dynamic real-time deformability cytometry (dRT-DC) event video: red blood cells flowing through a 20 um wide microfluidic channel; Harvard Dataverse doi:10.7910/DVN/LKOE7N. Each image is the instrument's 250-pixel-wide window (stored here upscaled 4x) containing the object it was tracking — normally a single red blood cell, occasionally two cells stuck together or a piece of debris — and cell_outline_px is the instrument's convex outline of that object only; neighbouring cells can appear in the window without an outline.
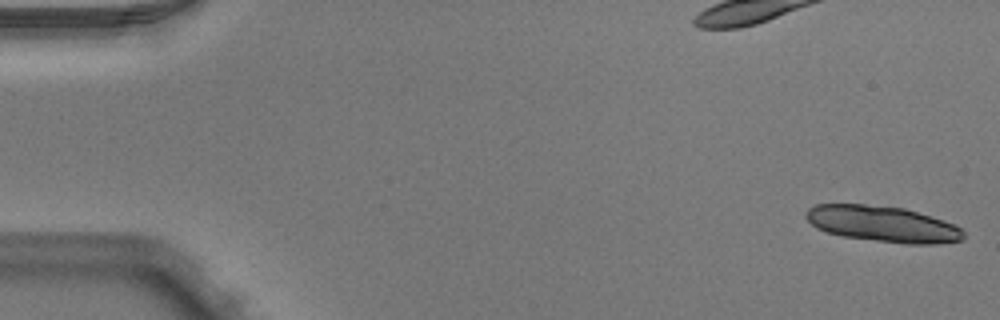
{"species": "Egyptian fruit bat (a non-hibernating species)", "species_latin": "Rousettus aegyptiacus", "temperature_condition": "warm", "stored_images_in_passage": 15, "camera_frame_rate_fps": 3000, "um_per_image_px": 0.085, "animal": {"sex": "male"}, "frame": {"image": 1, "passage_image": 1, "time_ms": 0.0, "image_size_px": [1000, 320], "cell_outline_px": [[964, 240], [936, 244], [904, 244], [844, 236], [828, 232], [816, 228], [804, 216], [808, 208], [816, 204], [864, 204], [904, 208], [952, 224], [960, 228], [964, 232]], "centroid_in_image_um": [75.0, 19.04], "position_along_channel_um": 10.0, "area_um2": 32.71}}